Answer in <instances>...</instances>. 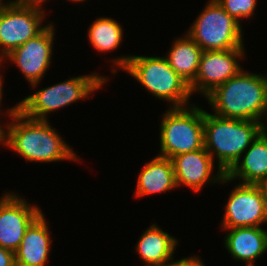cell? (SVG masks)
Listing matches in <instances>:
<instances>
[{"label": "cell", "mask_w": 267, "mask_h": 266, "mask_svg": "<svg viewBox=\"0 0 267 266\" xmlns=\"http://www.w3.org/2000/svg\"><path fill=\"white\" fill-rule=\"evenodd\" d=\"M5 113L12 121L8 123L4 146L20 154L26 161L51 163L80 160L48 120L26 117L17 109V103Z\"/></svg>", "instance_id": "cell-1"}, {"label": "cell", "mask_w": 267, "mask_h": 266, "mask_svg": "<svg viewBox=\"0 0 267 266\" xmlns=\"http://www.w3.org/2000/svg\"><path fill=\"white\" fill-rule=\"evenodd\" d=\"M205 98L217 116L261 122L267 105V75L242 69Z\"/></svg>", "instance_id": "cell-2"}, {"label": "cell", "mask_w": 267, "mask_h": 266, "mask_svg": "<svg viewBox=\"0 0 267 266\" xmlns=\"http://www.w3.org/2000/svg\"><path fill=\"white\" fill-rule=\"evenodd\" d=\"M112 61L115 64L112 73H116V68L120 67L156 98L168 101L172 107L189 106L192 96L190 86L174 71L165 57L129 55Z\"/></svg>", "instance_id": "cell-3"}, {"label": "cell", "mask_w": 267, "mask_h": 266, "mask_svg": "<svg viewBox=\"0 0 267 266\" xmlns=\"http://www.w3.org/2000/svg\"><path fill=\"white\" fill-rule=\"evenodd\" d=\"M261 133L260 122L223 118L204 110V148L226 174ZM216 155V156H215Z\"/></svg>", "instance_id": "cell-4"}, {"label": "cell", "mask_w": 267, "mask_h": 266, "mask_svg": "<svg viewBox=\"0 0 267 266\" xmlns=\"http://www.w3.org/2000/svg\"><path fill=\"white\" fill-rule=\"evenodd\" d=\"M109 78L97 73L72 77L68 80L37 90L17 103V109L34 120H47V114L87 99L101 89Z\"/></svg>", "instance_id": "cell-5"}, {"label": "cell", "mask_w": 267, "mask_h": 266, "mask_svg": "<svg viewBox=\"0 0 267 266\" xmlns=\"http://www.w3.org/2000/svg\"><path fill=\"white\" fill-rule=\"evenodd\" d=\"M187 108V109H186ZM160 122V154L172 159L178 154L204 148V110L193 104L171 107Z\"/></svg>", "instance_id": "cell-6"}, {"label": "cell", "mask_w": 267, "mask_h": 266, "mask_svg": "<svg viewBox=\"0 0 267 266\" xmlns=\"http://www.w3.org/2000/svg\"><path fill=\"white\" fill-rule=\"evenodd\" d=\"M241 24L230 16L216 0H209L186 32L203 51L242 48Z\"/></svg>", "instance_id": "cell-7"}, {"label": "cell", "mask_w": 267, "mask_h": 266, "mask_svg": "<svg viewBox=\"0 0 267 266\" xmlns=\"http://www.w3.org/2000/svg\"><path fill=\"white\" fill-rule=\"evenodd\" d=\"M45 16L42 5L35 3L14 1L0 11V67L6 55L46 27L42 26Z\"/></svg>", "instance_id": "cell-8"}, {"label": "cell", "mask_w": 267, "mask_h": 266, "mask_svg": "<svg viewBox=\"0 0 267 266\" xmlns=\"http://www.w3.org/2000/svg\"><path fill=\"white\" fill-rule=\"evenodd\" d=\"M223 229L260 227L267 222V195L261 184L239 183L225 205Z\"/></svg>", "instance_id": "cell-9"}, {"label": "cell", "mask_w": 267, "mask_h": 266, "mask_svg": "<svg viewBox=\"0 0 267 266\" xmlns=\"http://www.w3.org/2000/svg\"><path fill=\"white\" fill-rule=\"evenodd\" d=\"M54 30L52 22L46 24L39 34L4 57L17 65L33 88L38 87L51 65Z\"/></svg>", "instance_id": "cell-10"}, {"label": "cell", "mask_w": 267, "mask_h": 266, "mask_svg": "<svg viewBox=\"0 0 267 266\" xmlns=\"http://www.w3.org/2000/svg\"><path fill=\"white\" fill-rule=\"evenodd\" d=\"M243 56H245L244 47L203 51L197 75L189 85L192 95L195 91L206 97L217 86L237 75L243 69L239 64V60L244 58Z\"/></svg>", "instance_id": "cell-11"}, {"label": "cell", "mask_w": 267, "mask_h": 266, "mask_svg": "<svg viewBox=\"0 0 267 266\" xmlns=\"http://www.w3.org/2000/svg\"><path fill=\"white\" fill-rule=\"evenodd\" d=\"M41 211L16 193L6 192L0 198V246L15 253L27 227Z\"/></svg>", "instance_id": "cell-12"}, {"label": "cell", "mask_w": 267, "mask_h": 266, "mask_svg": "<svg viewBox=\"0 0 267 266\" xmlns=\"http://www.w3.org/2000/svg\"><path fill=\"white\" fill-rule=\"evenodd\" d=\"M172 162L177 187L185 185L195 192L201 191L209 181L220 183L225 175L218 170L216 175L212 176L214 162L205 148L178 154L172 158Z\"/></svg>", "instance_id": "cell-13"}, {"label": "cell", "mask_w": 267, "mask_h": 266, "mask_svg": "<svg viewBox=\"0 0 267 266\" xmlns=\"http://www.w3.org/2000/svg\"><path fill=\"white\" fill-rule=\"evenodd\" d=\"M260 122L261 133L238 161L223 176L220 183L242 180L243 184H262L267 179V123Z\"/></svg>", "instance_id": "cell-14"}, {"label": "cell", "mask_w": 267, "mask_h": 266, "mask_svg": "<svg viewBox=\"0 0 267 266\" xmlns=\"http://www.w3.org/2000/svg\"><path fill=\"white\" fill-rule=\"evenodd\" d=\"M51 246L49 228L41 212L27 227L15 252L16 266H45Z\"/></svg>", "instance_id": "cell-15"}, {"label": "cell", "mask_w": 267, "mask_h": 266, "mask_svg": "<svg viewBox=\"0 0 267 266\" xmlns=\"http://www.w3.org/2000/svg\"><path fill=\"white\" fill-rule=\"evenodd\" d=\"M228 230L224 244L235 260L255 266L254 261L267 251V230L261 227H236Z\"/></svg>", "instance_id": "cell-16"}, {"label": "cell", "mask_w": 267, "mask_h": 266, "mask_svg": "<svg viewBox=\"0 0 267 266\" xmlns=\"http://www.w3.org/2000/svg\"><path fill=\"white\" fill-rule=\"evenodd\" d=\"M177 244V238L153 224L141 235L136 251L146 266H170Z\"/></svg>", "instance_id": "cell-17"}, {"label": "cell", "mask_w": 267, "mask_h": 266, "mask_svg": "<svg viewBox=\"0 0 267 266\" xmlns=\"http://www.w3.org/2000/svg\"><path fill=\"white\" fill-rule=\"evenodd\" d=\"M138 175L136 197L159 194L177 188L172 159L156 156Z\"/></svg>", "instance_id": "cell-18"}, {"label": "cell", "mask_w": 267, "mask_h": 266, "mask_svg": "<svg viewBox=\"0 0 267 266\" xmlns=\"http://www.w3.org/2000/svg\"><path fill=\"white\" fill-rule=\"evenodd\" d=\"M172 45L165 59L174 71L190 85L197 75L203 50L188 34L184 38L175 39Z\"/></svg>", "instance_id": "cell-19"}, {"label": "cell", "mask_w": 267, "mask_h": 266, "mask_svg": "<svg viewBox=\"0 0 267 266\" xmlns=\"http://www.w3.org/2000/svg\"><path fill=\"white\" fill-rule=\"evenodd\" d=\"M120 23L109 17L93 21L89 27L88 39L98 52H110L119 47L123 38Z\"/></svg>", "instance_id": "cell-20"}, {"label": "cell", "mask_w": 267, "mask_h": 266, "mask_svg": "<svg viewBox=\"0 0 267 266\" xmlns=\"http://www.w3.org/2000/svg\"><path fill=\"white\" fill-rule=\"evenodd\" d=\"M220 6L240 24V19L254 16L257 0H216Z\"/></svg>", "instance_id": "cell-21"}, {"label": "cell", "mask_w": 267, "mask_h": 266, "mask_svg": "<svg viewBox=\"0 0 267 266\" xmlns=\"http://www.w3.org/2000/svg\"><path fill=\"white\" fill-rule=\"evenodd\" d=\"M0 266H16L15 253L0 246Z\"/></svg>", "instance_id": "cell-22"}, {"label": "cell", "mask_w": 267, "mask_h": 266, "mask_svg": "<svg viewBox=\"0 0 267 266\" xmlns=\"http://www.w3.org/2000/svg\"><path fill=\"white\" fill-rule=\"evenodd\" d=\"M170 266H205V264L195 255L174 261Z\"/></svg>", "instance_id": "cell-23"}, {"label": "cell", "mask_w": 267, "mask_h": 266, "mask_svg": "<svg viewBox=\"0 0 267 266\" xmlns=\"http://www.w3.org/2000/svg\"><path fill=\"white\" fill-rule=\"evenodd\" d=\"M3 75L0 74V107H1V101H2V92H3ZM1 113V110H0ZM5 130H4V128ZM7 127H8V123L7 124H3V126L0 124V143H2V145H5V140H6V135H7Z\"/></svg>", "instance_id": "cell-24"}, {"label": "cell", "mask_w": 267, "mask_h": 266, "mask_svg": "<svg viewBox=\"0 0 267 266\" xmlns=\"http://www.w3.org/2000/svg\"><path fill=\"white\" fill-rule=\"evenodd\" d=\"M15 2L18 3H35V4H42L43 2H46L47 0H14Z\"/></svg>", "instance_id": "cell-25"}, {"label": "cell", "mask_w": 267, "mask_h": 266, "mask_svg": "<svg viewBox=\"0 0 267 266\" xmlns=\"http://www.w3.org/2000/svg\"><path fill=\"white\" fill-rule=\"evenodd\" d=\"M2 1L3 0H0V11L7 8L8 6H10L14 2V0L7 1V2H5V1L2 2Z\"/></svg>", "instance_id": "cell-26"}, {"label": "cell", "mask_w": 267, "mask_h": 266, "mask_svg": "<svg viewBox=\"0 0 267 266\" xmlns=\"http://www.w3.org/2000/svg\"><path fill=\"white\" fill-rule=\"evenodd\" d=\"M261 185L263 186L264 191H265V193L267 195V179Z\"/></svg>", "instance_id": "cell-27"}, {"label": "cell", "mask_w": 267, "mask_h": 266, "mask_svg": "<svg viewBox=\"0 0 267 266\" xmlns=\"http://www.w3.org/2000/svg\"><path fill=\"white\" fill-rule=\"evenodd\" d=\"M265 115H266V116H265ZM263 116H264L265 118H267V105H266V108H265V111H264Z\"/></svg>", "instance_id": "cell-28"}, {"label": "cell", "mask_w": 267, "mask_h": 266, "mask_svg": "<svg viewBox=\"0 0 267 266\" xmlns=\"http://www.w3.org/2000/svg\"><path fill=\"white\" fill-rule=\"evenodd\" d=\"M69 1H74V2H82V1H85V0H69Z\"/></svg>", "instance_id": "cell-29"}]
</instances>
